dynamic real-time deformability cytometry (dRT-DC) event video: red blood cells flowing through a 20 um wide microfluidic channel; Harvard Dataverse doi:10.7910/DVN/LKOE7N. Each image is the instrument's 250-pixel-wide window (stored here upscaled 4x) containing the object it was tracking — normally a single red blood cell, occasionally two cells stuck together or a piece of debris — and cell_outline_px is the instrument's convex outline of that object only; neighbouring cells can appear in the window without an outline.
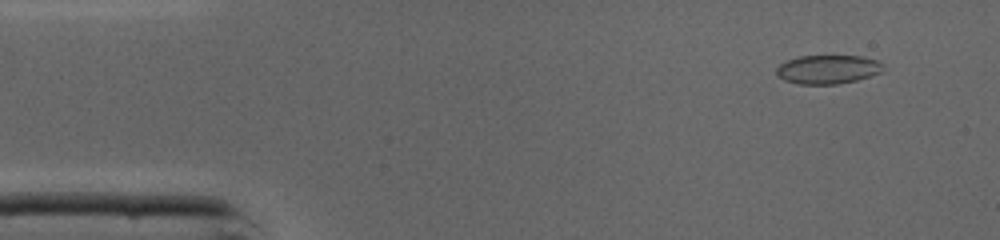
{"species": "common noctule bat (a hibernating species)", "species_latin": "Nyctalus noctula", "temperature_condition": "cold", "stored_images_in_passage": 45, "camera_frame_rate_fps": 3000, "um_per_image_px": 0.085, "animal": {"sex": "male", "body_mass_g": 19.0, "forearm_length_mm": 50.8}, "frame": {"image": 1, "passage_image": 4, "time_ms": 1.0, "image_size_px": [1000, 240], "cell_outline_px": [[884, 68], [880, 72], [856, 80], [836, 84], [800, 84], [784, 80], [776, 72], [776, 68], [780, 64], [788, 60], [800, 56], [860, 56], [876, 60], [884, 64]], "centroid_in_image_um": [70.37, 5.89], "position_along_channel_um": 14.6, "area_um2": 17.69}}
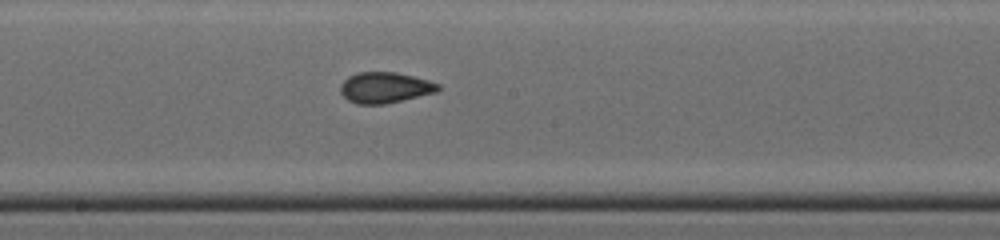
{"frame": {"image": 2, "passage_image": 24, "time_ms": 7.667, "image_size_px": [1000, 240], "cell_outline_px": [[440, 88], [436, 92], [384, 104], [356, 104], [348, 100], [340, 92], [340, 84], [348, 76], [360, 72], [396, 72], [428, 80], [440, 84]], "centroid_in_image_um": [32.69, 7.44], "position_along_channel_um": 215.5, "area_um2": 17.46}}
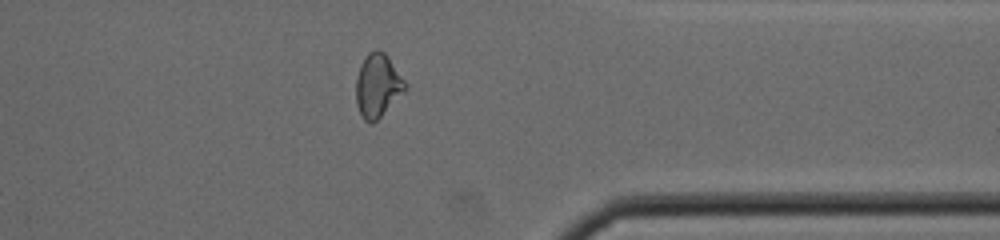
{"frame": {"image": 3, "passage_image": 36, "time_ms": 11.667, "image_size_px": [1000, 240], "cell_outline_px": [[408, 84], [404, 92], [372, 124], [364, 120], [356, 104], [356, 80], [360, 64], [368, 52], [376, 48], [384, 52], [388, 56]], "centroid_in_image_um": [32.1, 7.24], "position_along_channel_um": 379.3, "area_um2": 18.15}, "authors_computed_cell_mechanics": {"area_um2": 17.8024, "velocity_mm_per_s": 4.3767, "shape_relaxation_time_tau1_ms": 10.7303, "shape_relaxation_time_tau2_ms": 1.1477, "deformation_change_tau1": 0.1995, "deformation_change_tau2": 0.0562}}